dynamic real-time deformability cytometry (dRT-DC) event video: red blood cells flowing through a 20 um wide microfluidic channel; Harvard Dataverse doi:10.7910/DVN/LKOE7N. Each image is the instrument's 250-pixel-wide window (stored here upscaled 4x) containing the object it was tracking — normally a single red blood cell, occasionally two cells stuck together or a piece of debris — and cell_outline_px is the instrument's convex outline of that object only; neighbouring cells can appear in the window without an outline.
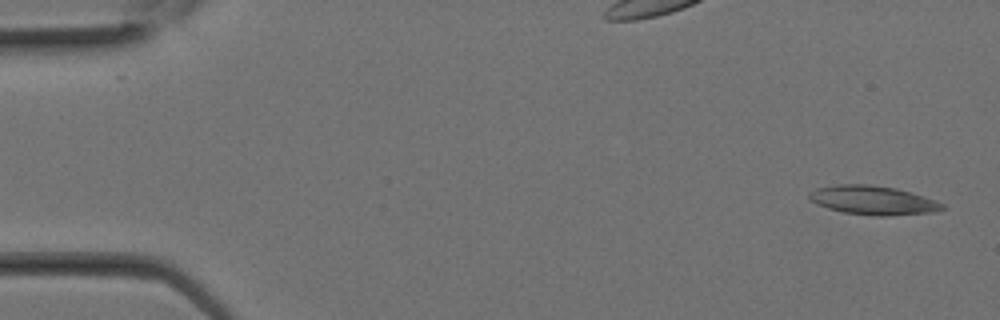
{"species": "Egyptian fruit bat (a non-hibernating species)", "species_latin": "Rousettus aegyptiacus", "temperature_condition": "room temperature", "stored_images_in_passage": 11, "camera_frame_rate_fps": 3000, "um_per_image_px": 0.085, "animal": {"sex": "female"}, "frame": {"image": 1, "passage_image": 1, "time_ms": 0.0, "image_size_px": [1000, 320], "cell_outline_px": [[944, 208], [932, 212], [888, 216], [876, 216], [844, 212], [828, 208], [816, 204], [808, 200], [808, 192], [816, 188], [836, 184], [868, 184], [896, 188], [936, 200], [944, 204]], "centroid_in_image_um": [74.15, 17.01], "position_along_channel_um": 10.8, "area_um2": 22.48}}
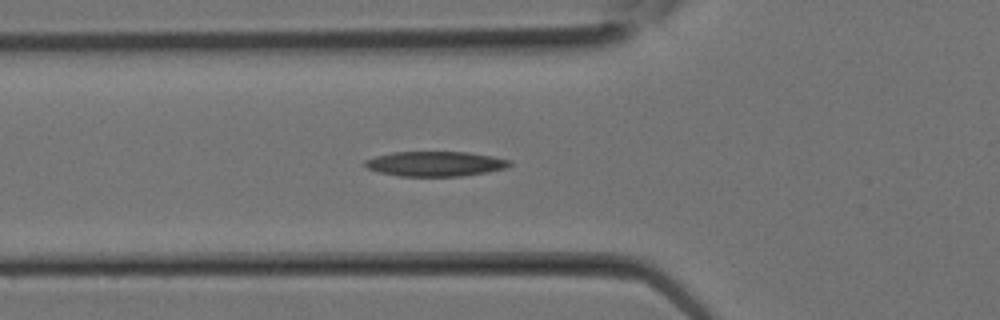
{"frame": {"image": 2, "passage_image": 9, "time_ms": 2.667, "image_size_px": [1000, 320], "cell_outline_px": [[512, 164], [504, 168], [488, 172], [460, 176], [400, 176], [380, 172], [368, 168], [364, 164], [364, 160], [376, 156], [392, 152], [468, 152], [492, 156], [512, 160]], "centroid_in_image_um": [37.02, 13.92], "position_along_channel_um": 88.8, "area_um2": 20.92}}
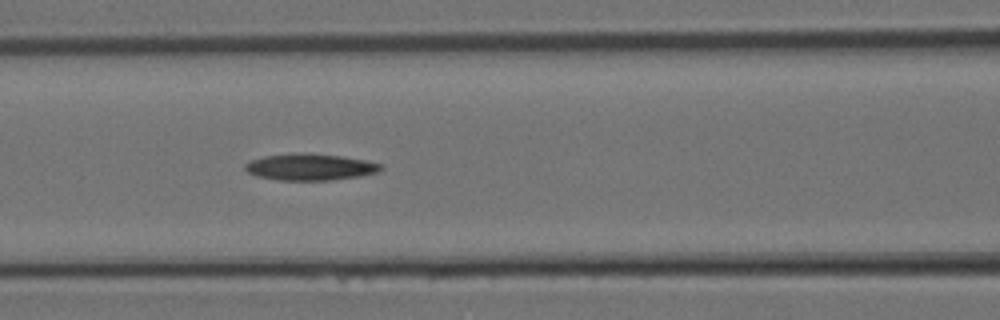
{"frame": {"image": 3, "passage_image": 11, "time_ms": 3.333, "image_size_px": [1000, 320], "cell_outline_px": [[384, 168], [376, 172], [360, 176], [328, 180], [280, 180], [256, 176], [248, 172], [244, 168], [244, 164], [252, 160], [264, 156], [304, 152], [308, 152], [340, 156], [364, 160], [380, 164]], "centroid_in_image_um": [26.33, 14.19], "position_along_channel_um": 140.3, "area_um2": 20.87}}